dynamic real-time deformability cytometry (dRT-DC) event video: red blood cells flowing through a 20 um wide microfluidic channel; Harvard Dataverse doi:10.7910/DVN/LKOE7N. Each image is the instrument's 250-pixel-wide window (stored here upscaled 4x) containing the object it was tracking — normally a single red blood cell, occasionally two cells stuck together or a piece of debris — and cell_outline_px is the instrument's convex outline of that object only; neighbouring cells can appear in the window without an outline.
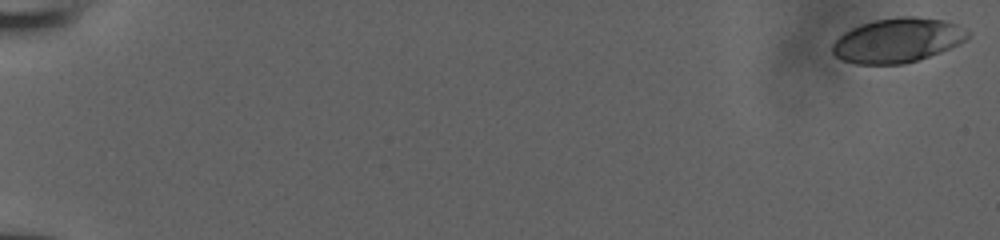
{"species": "human", "species_latin": "Homo sapiens", "temperature_condition": "room temperature", "stored_images_in_passage": 53, "camera_frame_rate_fps": 3000, "um_per_image_px": 0.085, "donor": {"sex": "male"}, "frame": {"image": 1, "passage_image": 1, "time_ms": 0.0, "image_size_px": [1000, 240], "cell_outline_px": [[968, 36], [964, 40], [940, 52], [904, 64], [856, 64], [844, 60], [836, 56], [832, 52], [832, 44], [844, 32], [860, 24], [876, 20], [900, 16], [916, 16], [944, 20], [956, 24], [968, 32]], "centroid_in_image_um": [76.25, 3.42], "position_along_channel_um": 8.7, "area_um2": 34.62}}
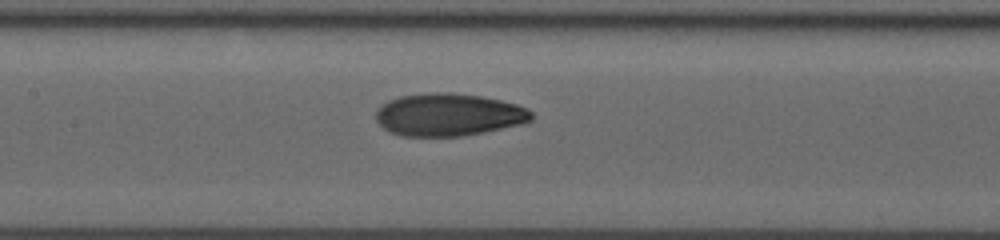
{"frame": {"image": 2, "passage_image": 28, "time_ms": 9.0, "image_size_px": [1000, 240], "cell_outline_px": [[532, 120], [520, 124], [464, 136], [400, 136], [388, 132], [376, 120], [376, 112], [380, 104], [388, 100], [400, 96], [424, 92], [448, 92], [484, 96], [516, 104], [528, 108], [532, 112]], "centroid_in_image_um": [38.09, 9.74], "position_along_channel_um": 169.3, "area_um2": 38.9}}
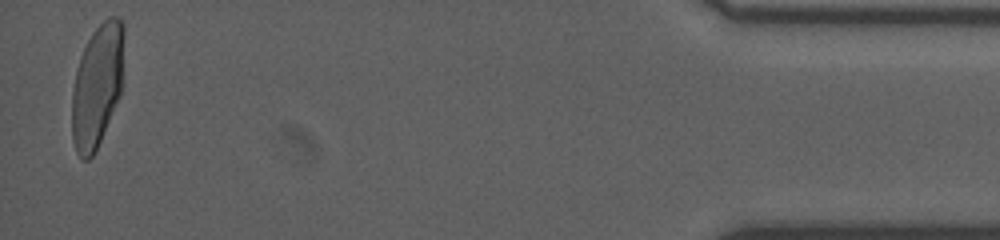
{"frame": {"image": 3, "passage_image": 52, "time_ms": 17.0, "image_size_px": [1000, 240], "cell_outline_px": [[124, 72], [120, 96], [100, 140], [92, 156], [88, 160], [80, 160], [76, 152], [72, 140], [72, 92], [76, 72], [80, 56], [92, 32], [108, 16], [120, 16], [124, 24]], "centroid_in_image_um": [8.28, 7.24], "position_along_channel_um": 426.9, "area_um2": 37.8}}